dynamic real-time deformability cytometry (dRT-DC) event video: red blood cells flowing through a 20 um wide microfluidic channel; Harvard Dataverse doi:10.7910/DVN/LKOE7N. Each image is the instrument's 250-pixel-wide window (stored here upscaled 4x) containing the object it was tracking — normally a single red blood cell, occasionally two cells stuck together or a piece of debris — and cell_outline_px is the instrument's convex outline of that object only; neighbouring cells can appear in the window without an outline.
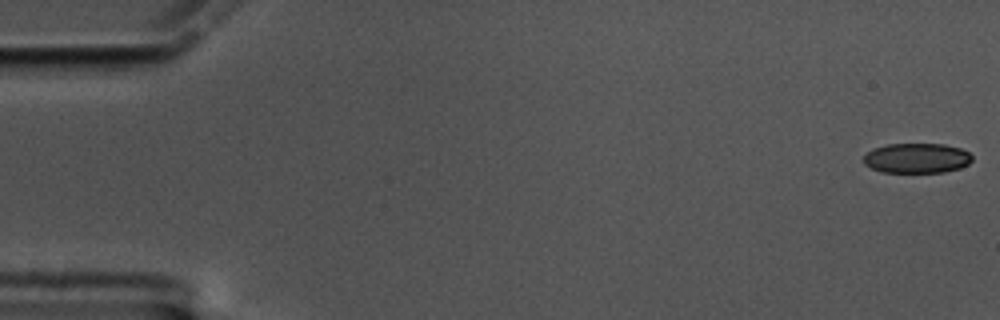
{"species": "common noctule bat (a hibernating species)", "species_latin": "Nyctalus noctula", "temperature_condition": "cold", "stored_images_in_passage": 59, "camera_frame_rate_fps": 3000, "um_per_image_px": 0.085, "animal": {"sex": "male", "body_mass_g": 17.5, "forearm_length_mm": 52.3}, "frame": {"image": 1, "passage_image": 1, "time_ms": 0.0, "image_size_px": [1000, 320], "cell_outline_px": [[972, 160], [968, 164], [960, 168], [944, 172], [880, 172], [864, 164], [864, 156], [872, 148], [888, 144], [944, 144], [960, 148], [968, 152], [972, 156]], "centroid_in_image_um": [77.92, 13.44], "position_along_channel_um": 7.1, "area_um2": 18.96}}
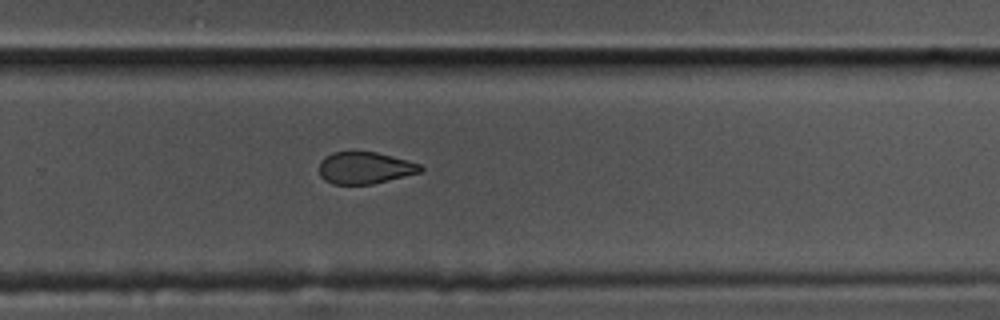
{"frame": {"image": 2, "passage_image": 39, "time_ms": 12.667, "image_size_px": [1000, 320], "cell_outline_px": [[424, 168], [420, 172], [372, 184], [332, 184], [324, 180], [320, 176], [320, 160], [324, 156], [332, 152], [376, 152], [392, 156], [420, 164]], "centroid_in_image_um": [30.98, 14.27], "position_along_channel_um": 298.8, "area_um2": 18.73}}
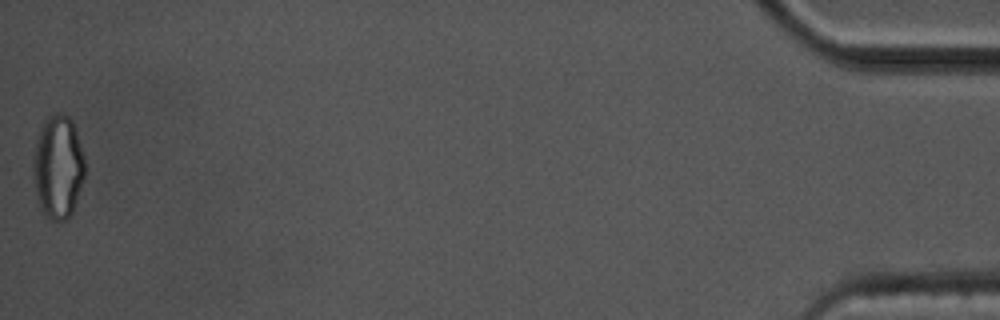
{"frame": {"image": 3, "passage_image": 59, "time_ms": 19.333, "image_size_px": [1000, 320], "cell_outline_px": [[84, 176], [72, 212], [64, 220], [52, 220], [44, 216], [40, 208], [36, 192], [32, 168], [32, 160], [36, 140], [40, 128], [44, 120], [48, 116], [56, 112], [60, 112], [68, 116], [72, 120], [84, 156]], "centroid_in_image_um": [4.9, 14.16], "position_along_channel_um": 430.3, "area_um2": 31.1}, "authors_computed_cell_mechanics": {"area_um2": 20.808, "velocity_mm_per_s": 3.4175, "shape_relaxation_time_tau1_ms": 7.6093, "shape_relaxation_time_tau2_ms": 4.629, "deformation_change_tau1": 0.1295, "deformation_change_tau2": 0.094}}